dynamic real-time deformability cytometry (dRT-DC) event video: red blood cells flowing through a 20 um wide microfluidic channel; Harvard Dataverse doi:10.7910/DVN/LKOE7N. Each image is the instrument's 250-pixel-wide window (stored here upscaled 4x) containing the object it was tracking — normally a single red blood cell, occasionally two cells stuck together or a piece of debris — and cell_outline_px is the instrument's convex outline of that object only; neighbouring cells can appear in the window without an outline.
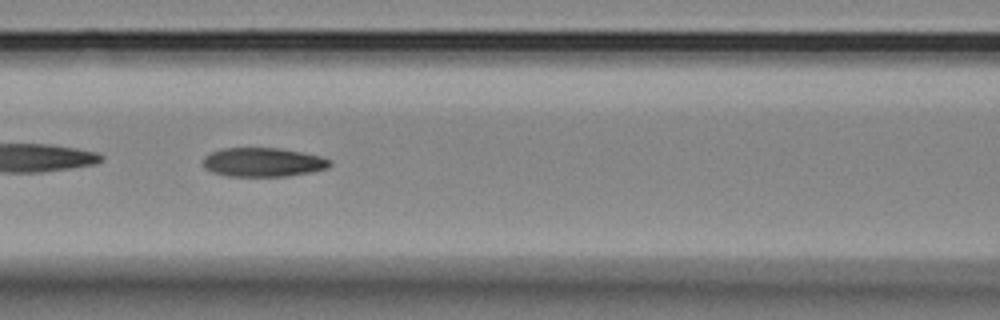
{"species": "Egyptian fruit bat (a non-hibernating species)", "species_latin": "Rousettus aegyptiacus", "temperature_condition": "room temperature", "stored_images_in_passage": 54, "camera_frame_rate_fps": 3000, "um_per_image_px": 0.085, "animal": {"sex": "female"}, "frame": {"image": 1, "passage_image": 22, "time_ms": 7.0, "image_size_px": [1000, 320], "cell_outline_px": [[332, 164], [328, 168], [312, 172], [288, 176], [228, 176], [212, 172], [204, 168], [204, 156], [220, 148], [280, 148], [320, 156], [332, 160]], "centroid_in_image_um": [22.37, 13.79], "position_along_channel_um": 144.2, "area_um2": 21.5}}
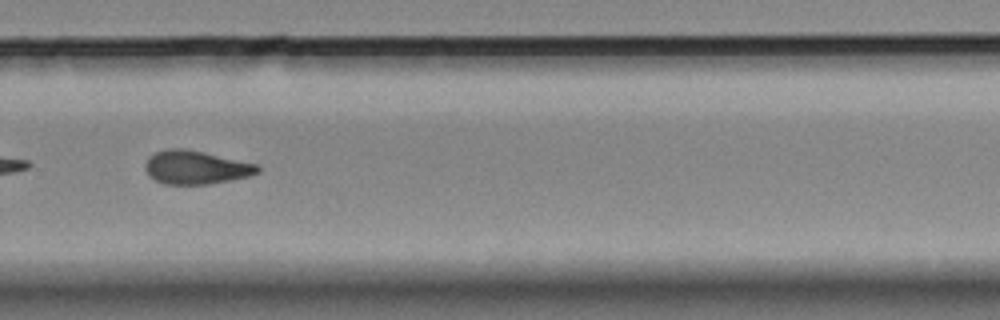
{"frame": {"image": 2, "passage_image": 36, "time_ms": 11.667, "image_size_px": [1000, 320], "cell_outline_px": [[260, 172], [248, 176], [208, 184], [164, 184], [148, 176], [144, 168], [144, 164], [148, 156], [156, 152], [168, 148], [184, 148], [260, 164]], "centroid_in_image_um": [16.63, 14.22], "position_along_channel_um": 313.2, "area_um2": 22.08}}
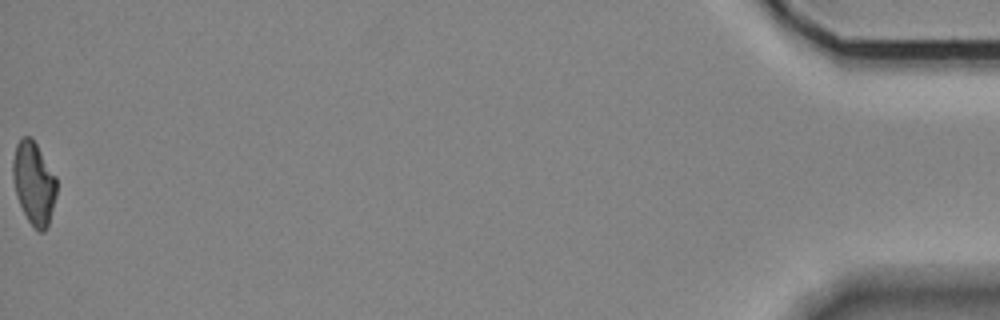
{"frame": {"image": 3, "passage_image": 54, "time_ms": 17.667, "image_size_px": [1000, 320], "cell_outline_px": [[56, 196], [48, 228], [44, 232], [40, 232], [28, 220], [16, 196], [12, 176], [12, 160], [16, 144], [24, 136], [32, 136], [56, 176]], "centroid_in_image_um": [2.88, 15.54], "position_along_channel_um": 432.3, "area_um2": 21.21}, "authors_computed_cell_mechanics": {"area_um2": 22.0507, "velocity_mm_per_s": 3.6329, "shape_relaxation_time_tau1_ms": null, "shape_relaxation_time_tau2_ms": 10.1231, "deformation_change_tau1": null, "deformation_change_tau2": 0.1821}}